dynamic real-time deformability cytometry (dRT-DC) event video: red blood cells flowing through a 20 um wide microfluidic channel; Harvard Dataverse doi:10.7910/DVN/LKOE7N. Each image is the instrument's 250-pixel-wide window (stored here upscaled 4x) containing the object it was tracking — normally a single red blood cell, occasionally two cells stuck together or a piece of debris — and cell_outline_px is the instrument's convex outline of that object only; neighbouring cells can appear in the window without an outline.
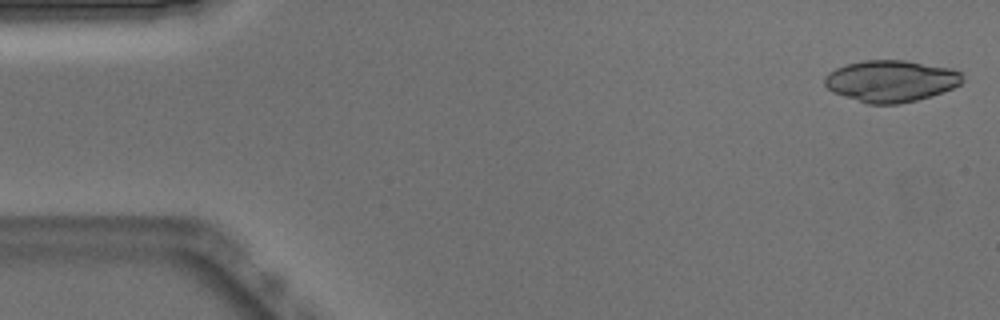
{"species": "Egyptian fruit bat (a non-hibernating species)", "species_latin": "Rousettus aegyptiacus", "temperature_condition": "warm", "stored_images_in_passage": 27, "camera_frame_rate_fps": 3000, "um_per_image_px": 0.085, "animal": {"sex": "male"}, "frame": {"image": 1, "passage_image": 1, "time_ms": 0.0, "image_size_px": [1000, 320], "cell_outline_px": [[964, 80], [960, 84], [952, 88], [916, 100], [900, 104], [868, 104], [832, 92], [824, 84], [824, 76], [828, 72], [836, 68], [848, 64], [864, 60], [904, 60], [952, 68], [960, 72]], "centroid_in_image_um": [75.71, 6.88], "position_along_channel_um": 9.3, "area_um2": 33.35}}